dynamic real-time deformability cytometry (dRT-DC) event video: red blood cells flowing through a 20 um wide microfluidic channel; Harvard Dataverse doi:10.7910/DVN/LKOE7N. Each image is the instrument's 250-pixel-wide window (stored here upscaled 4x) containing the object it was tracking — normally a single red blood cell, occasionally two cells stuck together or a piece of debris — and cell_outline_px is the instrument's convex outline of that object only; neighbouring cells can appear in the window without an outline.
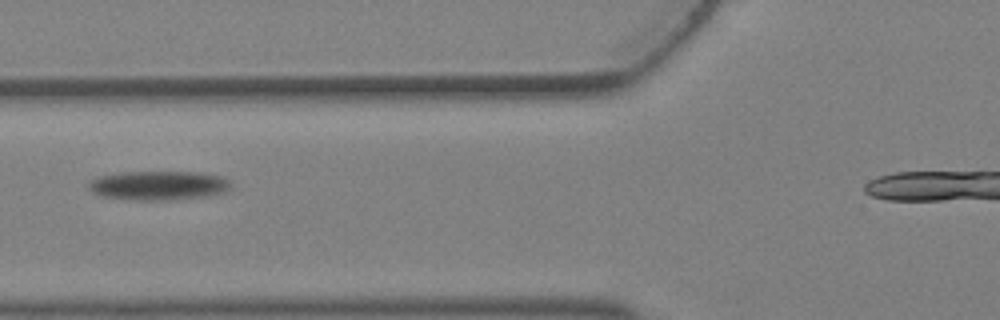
{"species": "Egyptian fruit bat (a non-hibernating species)", "species_latin": "Rousettus aegyptiacus", "temperature_condition": "warm", "stored_images_in_passage": 2, "camera_frame_rate_fps": 3000, "um_per_image_px": 0.085, "animal": {"sex": "female"}, "frame": {"image": 1, "passage_image": 2, "time_ms": 0.333, "image_size_px": [1000, 320], "cell_outline_px": [[232, 188], [228, 192], [212, 196], [176, 200], [128, 200], [100, 196], [92, 192], [88, 188], [88, 180], [96, 176], [124, 172], [196, 172], [224, 176], [232, 184]], "centroid_in_image_um": [13.5, 15.78], "position_along_channel_um": 112.3, "area_um2": 24.97}}